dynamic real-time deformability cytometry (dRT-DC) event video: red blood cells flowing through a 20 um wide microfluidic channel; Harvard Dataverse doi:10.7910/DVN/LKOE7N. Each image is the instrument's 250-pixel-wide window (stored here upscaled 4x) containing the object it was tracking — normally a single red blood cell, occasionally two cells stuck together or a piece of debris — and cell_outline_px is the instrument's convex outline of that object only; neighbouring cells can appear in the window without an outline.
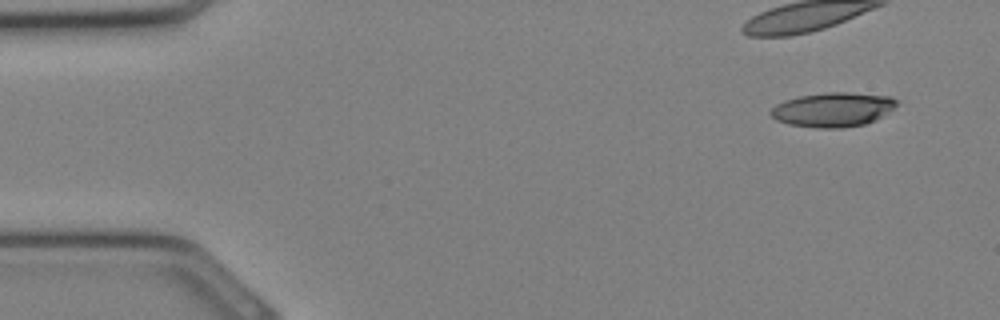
{"species": "Egyptian fruit bat (a non-hibernating species)", "species_latin": "Rousettus aegyptiacus", "temperature_condition": "cold", "stored_images_in_passage": 8, "camera_frame_rate_fps": 3000, "um_per_image_px": 0.085, "animal": {"sex": "female"}, "frame": {"image": 1, "passage_image": 1, "time_ms": 0.0, "image_size_px": [1000, 320], "cell_outline_px": [[896, 104], [892, 108], [876, 120], [864, 124], [844, 128], [816, 128], [788, 124], [776, 120], [768, 112], [776, 104], [784, 100], [800, 96], [828, 92], [848, 92], [888, 96], [896, 100]], "centroid_in_image_um": [70.74, 9.32], "position_along_channel_um": 14.3, "area_um2": 25.09}}